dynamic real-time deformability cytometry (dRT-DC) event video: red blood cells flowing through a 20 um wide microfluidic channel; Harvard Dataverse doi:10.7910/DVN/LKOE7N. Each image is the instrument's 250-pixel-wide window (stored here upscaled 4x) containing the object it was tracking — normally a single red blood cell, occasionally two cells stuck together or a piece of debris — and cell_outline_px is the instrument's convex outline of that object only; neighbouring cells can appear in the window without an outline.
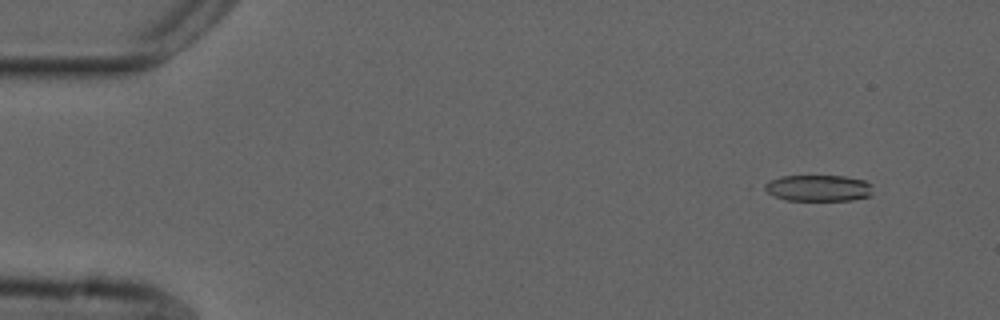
{"species": "common noctule bat (a hibernating species)", "species_latin": "Nyctalus noctula", "temperature_condition": "cold", "stored_images_in_passage": 51, "camera_frame_rate_fps": 3000, "um_per_image_px": 0.085, "animal": {"sex": "male", "forearm_length_mm": 52.5}, "frame": {"image": 1, "passage_image": 1, "time_ms": 0.0, "image_size_px": [1000, 320], "cell_outline_px": [[872, 196], [852, 200], [788, 200], [776, 196], [760, 188], [764, 184], [780, 176], [844, 176], [864, 180], [872, 184]], "centroid_in_image_um": [69.59, 15.98], "position_along_channel_um": 15.4, "area_um2": 16.65}}
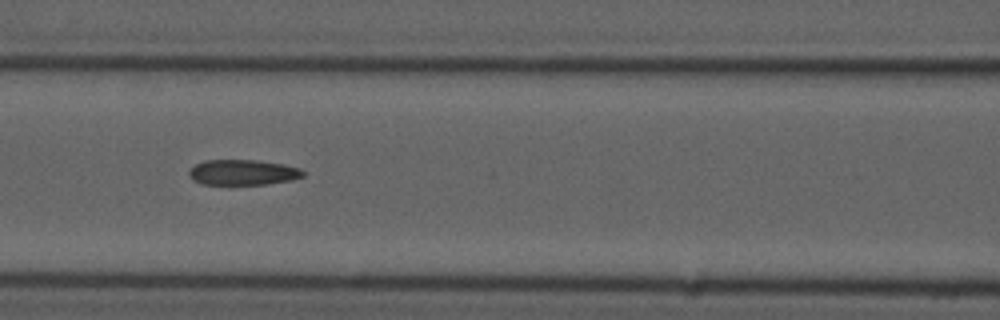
{"frame": {"image": 2, "passage_image": 20, "time_ms": 6.333, "image_size_px": [1000, 320], "cell_outline_px": [[304, 176], [292, 180], [264, 184], [200, 184], [192, 180], [188, 176], [188, 172], [196, 164], [204, 160], [256, 160], [284, 164], [300, 168], [304, 172]], "centroid_in_image_um": [20.63, 14.65], "position_along_channel_um": 146.0, "area_um2": 16.94}}
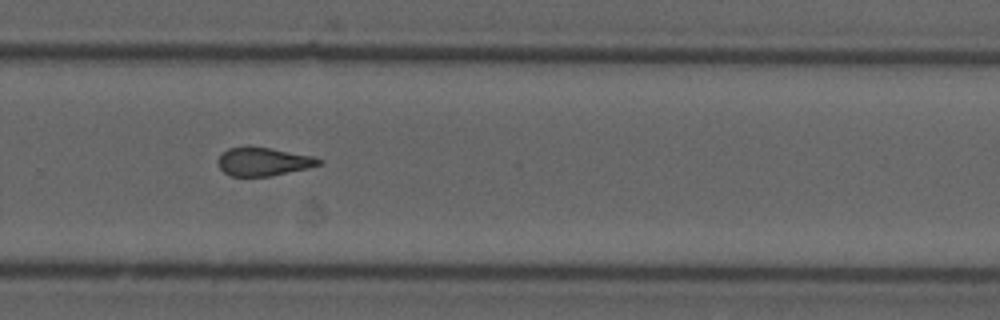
{"frame": {"image": 3, "passage_image": 33, "time_ms": 10.667, "image_size_px": [1000, 320], "cell_outline_px": [[324, 160], [320, 164], [308, 168], [268, 176], [232, 176], [224, 172], [220, 168], [216, 160], [228, 148], [248, 144], [272, 148], [312, 156]], "centroid_in_image_um": [22.35, 13.7], "position_along_channel_um": 307.4, "area_um2": 16.88}, "authors_computed_cell_mechanics": {"area_um2": 17.5712, "velocity_mm_per_s": 3.747, "shape_relaxation_time_tau1_ms": null, "shape_relaxation_time_tau2_ms": 3.1528, "deformation_change_tau1": null, "deformation_change_tau2": 0.0843}}